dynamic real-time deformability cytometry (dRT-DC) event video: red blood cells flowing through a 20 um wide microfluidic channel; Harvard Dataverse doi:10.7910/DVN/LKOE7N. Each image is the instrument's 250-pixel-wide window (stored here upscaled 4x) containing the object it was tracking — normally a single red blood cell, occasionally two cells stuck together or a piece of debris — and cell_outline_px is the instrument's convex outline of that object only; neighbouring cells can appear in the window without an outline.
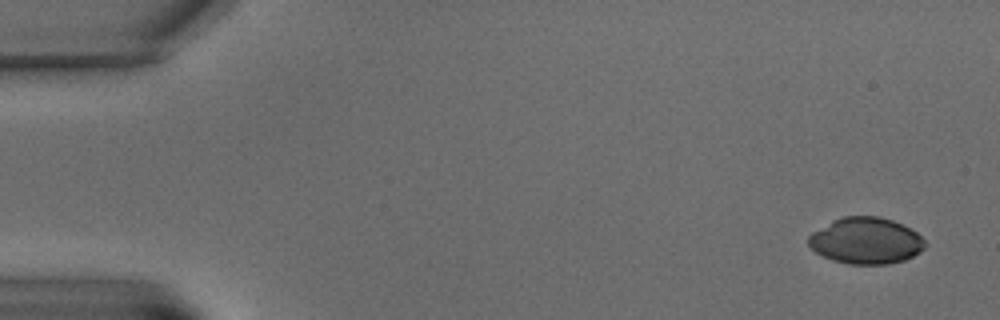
{"species": "common noctule bat (a hibernating species)", "species_latin": "Nyctalus noctula", "temperature_condition": "warm", "stored_images_in_passage": 10, "camera_frame_rate_fps": 3000, "um_per_image_px": 0.085, "animal": {"sex": "male", "body_mass_g": 15.6}, "frame": {"image": 1, "passage_image": 1, "time_ms": 0.0, "image_size_px": [1000, 320], "cell_outline_px": [[924, 248], [920, 252], [904, 260], [888, 264], [848, 264], [832, 260], [816, 252], [808, 244], [808, 236], [812, 232], [832, 220], [844, 216], [880, 216], [892, 220], [916, 232], [924, 240]], "centroid_in_image_um": [73.58, 20.46], "position_along_channel_um": 11.4, "area_um2": 31.39}}